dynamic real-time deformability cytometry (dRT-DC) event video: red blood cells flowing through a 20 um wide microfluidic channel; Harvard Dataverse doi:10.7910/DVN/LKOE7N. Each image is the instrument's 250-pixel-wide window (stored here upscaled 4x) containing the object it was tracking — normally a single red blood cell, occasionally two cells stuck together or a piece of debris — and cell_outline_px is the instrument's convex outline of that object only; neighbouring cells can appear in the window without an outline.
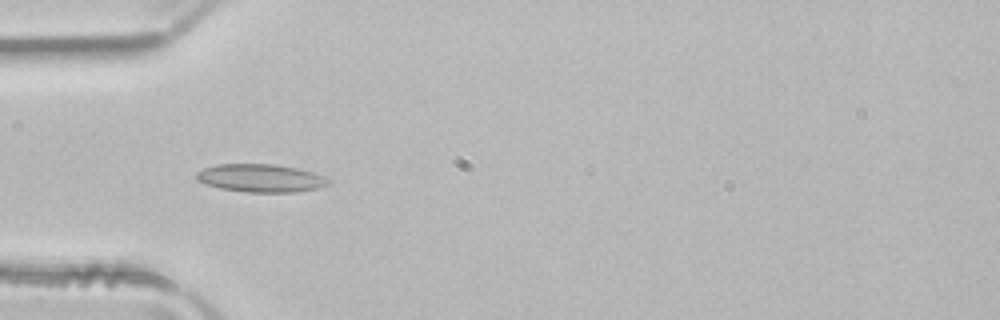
{"species": "common noctule bat (a hibernating species)", "species_latin": "Nyctalus noctula", "temperature_condition": "room temperature", "stored_images_in_passage": 50, "camera_frame_rate_fps": 3000, "um_per_image_px": 0.085, "animal": {"sex": "male", "body_mass_g": 21.5, "forearm_length_mm": 52.0}, "frame": {"image": 1, "passage_image": 15, "time_ms": 4.667, "image_size_px": [1000, 320], "cell_outline_px": [[332, 184], [320, 188], [296, 192], [248, 192], [220, 188], [196, 180], [196, 172], [204, 168], [216, 164], [272, 164], [296, 168], [312, 172], [324, 176], [332, 180]], "centroid_in_image_um": [22.21, 15.14], "position_along_channel_um": 62.8, "area_um2": 21.62}}
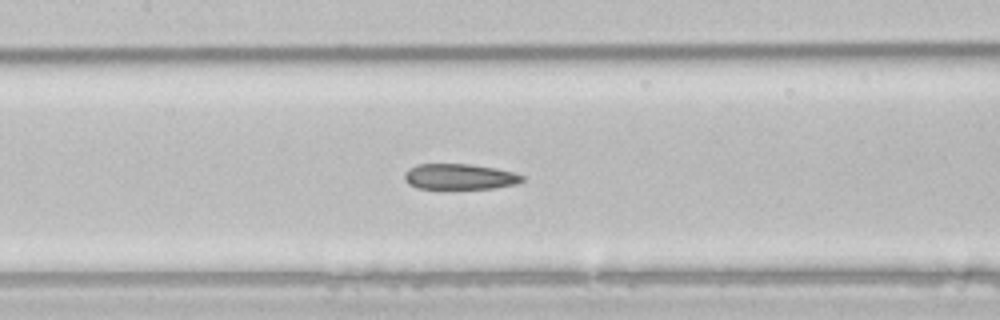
{"frame": {"image": 2, "passage_image": 23, "time_ms": 7.333, "image_size_px": [1000, 320], "cell_outline_px": [[524, 180], [516, 184], [496, 188], [416, 188], [408, 184], [404, 180], [404, 172], [408, 168], [416, 164], [468, 164], [496, 168], [512, 172], [524, 176]], "centroid_in_image_um": [39.03, 15.01], "position_along_channel_um": 168.4, "area_um2": 17.63}}
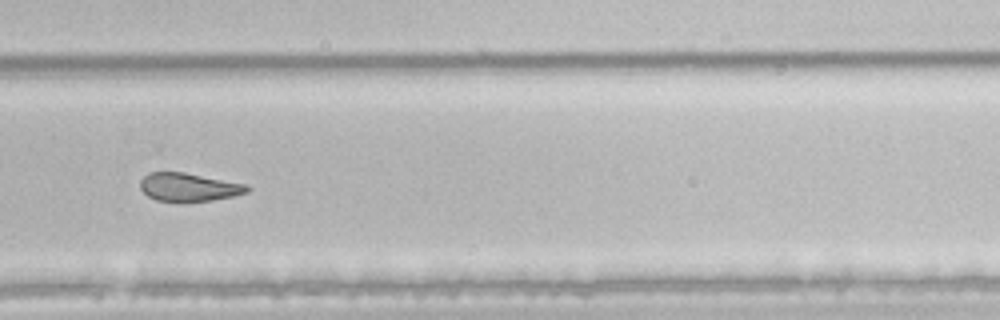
{"frame": {"image": 3, "passage_image": 34, "time_ms": 11.0, "image_size_px": [1000, 320], "cell_outline_px": [[252, 188], [248, 192], [232, 196], [212, 200], [156, 200], [148, 196], [140, 188], [140, 180], [148, 172], [184, 172], [248, 184]], "centroid_in_image_um": [16.07, 15.88], "position_along_channel_um": 313.7, "area_um2": 17.4}, "authors_computed_cell_mechanics": {"area_um2": 20.6057, "velocity_mm_per_s": 3.9914, "shape_relaxation_time_tau1_ms": null, "shape_relaxation_time_tau2_ms": 4.6146, "deformation_change_tau1": null, "deformation_change_tau2": 0.1262}}